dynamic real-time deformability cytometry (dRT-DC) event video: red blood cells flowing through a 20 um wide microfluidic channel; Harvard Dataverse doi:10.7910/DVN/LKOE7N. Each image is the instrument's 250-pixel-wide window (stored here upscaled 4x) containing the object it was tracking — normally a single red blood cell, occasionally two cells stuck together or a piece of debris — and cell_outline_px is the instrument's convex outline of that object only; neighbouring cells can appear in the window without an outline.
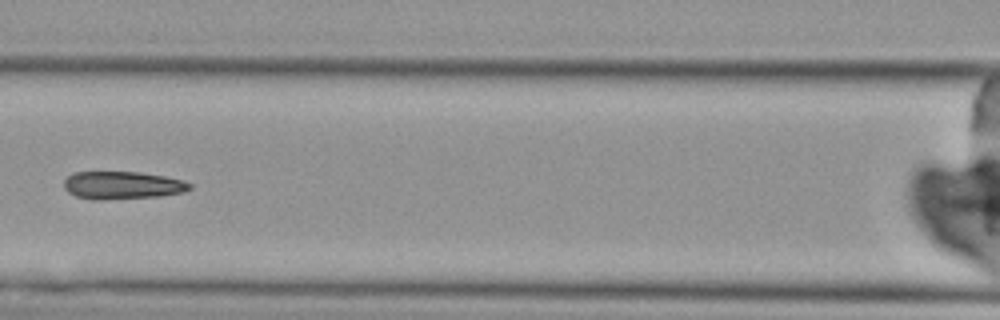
{"species": "Egyptian fruit bat (a non-hibernating species)", "species_latin": "Rousettus aegyptiacus", "temperature_condition": "cold", "stored_images_in_passage": 5, "camera_frame_rate_fps": 3000, "um_per_image_px": 0.085, "animal": {"sex": "female"}, "frame": {"image": 1, "passage_image": 3, "time_ms": 2.333, "image_size_px": [1000, 320], "cell_outline_px": [[192, 188], [184, 192], [160, 196], [104, 200], [92, 200], [76, 196], [68, 192], [64, 188], [64, 180], [72, 172], [140, 172], [164, 176], [184, 180], [192, 184]], "centroid_in_image_um": [10.4, 15.75], "position_along_channel_um": 156.2, "area_um2": 20.58}}
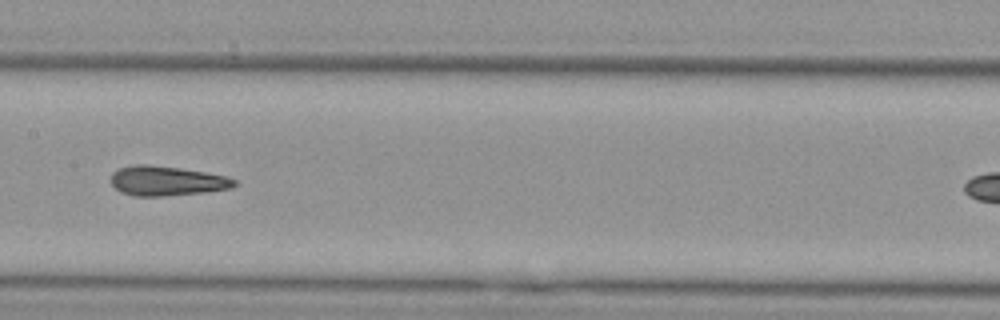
{"frame": {"image": 2, "passage_image": 4, "time_ms": 3.333, "image_size_px": [1000, 320], "cell_outline_px": [[236, 184], [232, 188], [208, 192], [164, 196], [136, 196], [120, 192], [112, 184], [112, 172], [120, 168], [132, 164], [148, 164], [180, 168], [204, 172], [224, 176], [236, 180]], "centroid_in_image_um": [14.17, 15.38], "position_along_channel_um": 193.2, "area_um2": 21.33}}